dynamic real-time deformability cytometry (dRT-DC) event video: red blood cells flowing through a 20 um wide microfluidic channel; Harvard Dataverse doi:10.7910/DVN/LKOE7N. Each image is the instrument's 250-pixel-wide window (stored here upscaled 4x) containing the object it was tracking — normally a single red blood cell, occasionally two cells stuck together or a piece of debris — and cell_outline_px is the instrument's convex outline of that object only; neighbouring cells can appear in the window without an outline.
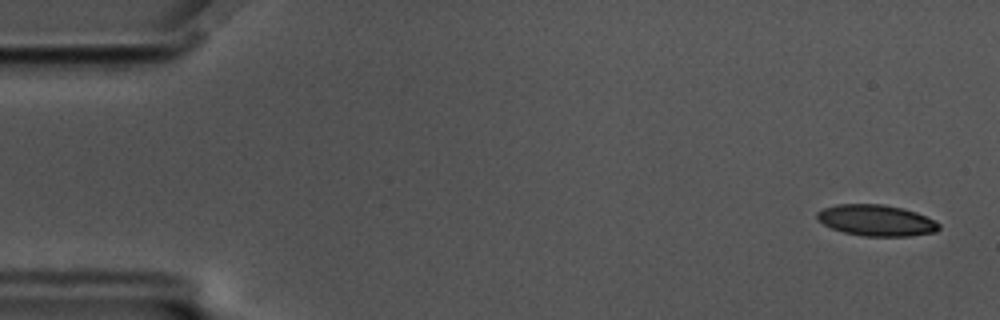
{"species": "common noctule bat (a hibernating species)", "species_latin": "Nyctalus noctula", "temperature_condition": "cold", "stored_images_in_passage": 11, "camera_frame_rate_fps": 3000, "um_per_image_px": 0.085, "animal": {"sex": "male", "body_mass_g": 17.5, "forearm_length_mm": 52.3}, "frame": {"image": 1, "passage_image": 2, "time_ms": 0.333, "image_size_px": [1000, 320], "cell_outline_px": [[940, 228], [936, 232], [908, 236], [864, 236], [844, 232], [832, 228], [824, 224], [816, 216], [816, 212], [824, 208], [836, 204], [884, 204], [916, 212], [936, 220], [940, 224]], "centroid_in_image_um": [74.51, 18.73], "position_along_channel_um": 10.5, "area_um2": 22.08}}